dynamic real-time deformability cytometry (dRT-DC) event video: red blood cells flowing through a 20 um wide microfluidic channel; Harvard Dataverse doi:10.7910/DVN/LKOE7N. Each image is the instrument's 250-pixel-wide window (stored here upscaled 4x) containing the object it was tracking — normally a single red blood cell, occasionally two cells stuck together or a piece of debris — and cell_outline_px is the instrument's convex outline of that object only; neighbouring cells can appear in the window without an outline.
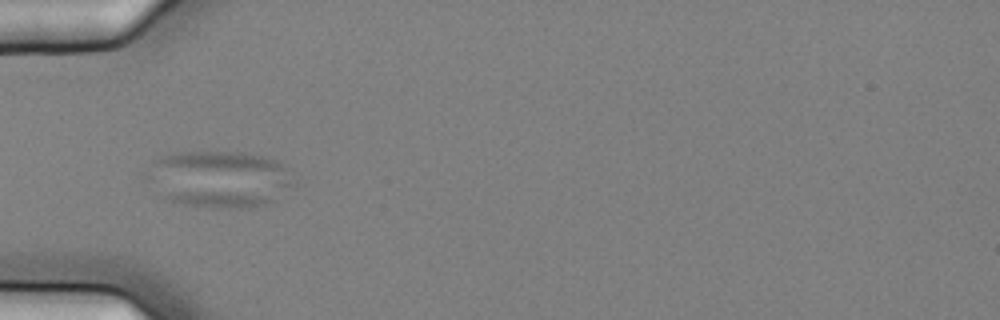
{"species": "common noctule bat (a hibernating species)", "species_latin": "Nyctalus noctula", "temperature_condition": "cold", "stored_images_in_passage": 10, "camera_frame_rate_fps": 3000, "um_per_image_px": 0.085, "animal": {"sex": "female", "body_mass_g": 25.1}, "frame": {"image": 1, "passage_image": 7, "time_ms": 2.0, "image_size_px": [1000, 320], "cell_outline_px": [[300, 184], [272, 200], [264, 204], [244, 208], [232, 208], [172, 204], [164, 200], [144, 180], [144, 172], [152, 160], [160, 156], [172, 152], [240, 152], [264, 156], [276, 160]], "centroid_in_image_um": [18.54, 15.22], "position_along_channel_um": 66.5, "area_um2": 49.77}}
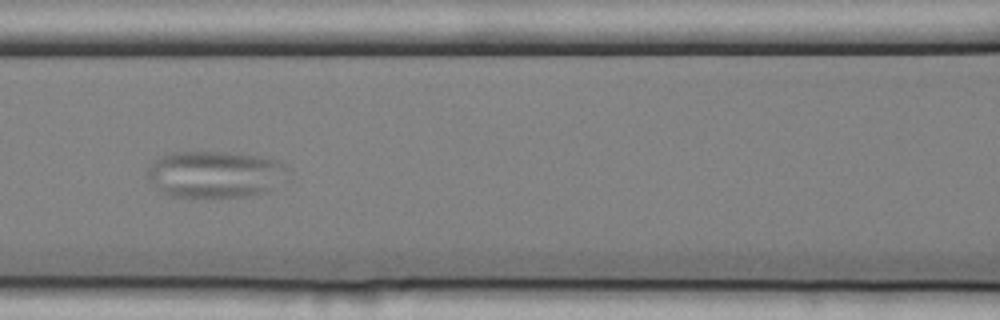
{"frame": {"image": 2, "passage_image": 9, "time_ms": 2.667, "image_size_px": [1000, 320], "cell_outline_px": [[284, 168], [268, 192], [244, 196], [172, 196], [164, 192], [152, 184], [148, 176], [148, 168], [160, 156], [172, 152], [224, 152], [260, 156], [276, 160], [284, 164]], "centroid_in_image_um": [18.18, 14.79], "position_along_channel_um": 148.4, "area_um2": 36.93}}